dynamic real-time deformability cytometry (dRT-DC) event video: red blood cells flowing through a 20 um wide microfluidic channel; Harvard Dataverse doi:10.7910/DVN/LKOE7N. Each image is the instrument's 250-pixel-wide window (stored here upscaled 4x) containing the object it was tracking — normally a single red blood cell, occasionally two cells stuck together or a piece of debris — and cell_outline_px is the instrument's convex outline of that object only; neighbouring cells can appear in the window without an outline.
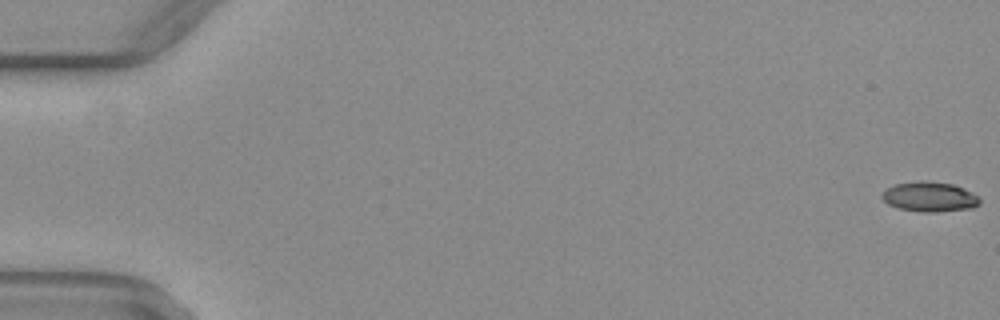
{"species": "common noctule bat (a hibernating species)", "species_latin": "Nyctalus noctula", "temperature_condition": "warm", "stored_images_in_passage": 21, "camera_frame_rate_fps": 3000, "um_per_image_px": 0.085, "animal": {"sex": "female", "body_mass_g": 29.2, "forearm_length_mm": 56.3}, "frame": {"image": 1, "passage_image": 1, "time_ms": 0.0, "image_size_px": [1000, 320], "cell_outline_px": [[980, 204], [972, 208], [936, 212], [920, 212], [896, 208], [888, 204], [880, 196], [888, 188], [896, 184], [920, 180], [924, 180], [952, 184], [964, 188], [976, 196], [980, 200]], "centroid_in_image_um": [79.0, 16.73], "position_along_channel_um": 6.0, "area_um2": 16.99}}
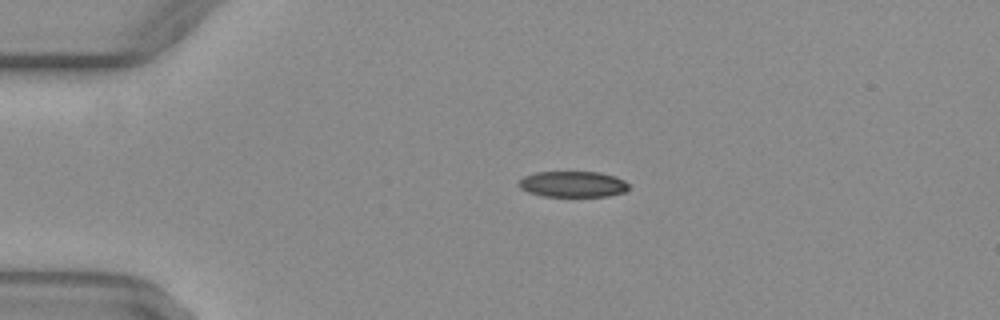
{"frame": {"image": 2, "passage_image": 13, "time_ms": 4.0, "image_size_px": [1000, 320], "cell_outline_px": [[628, 192], [608, 196], [544, 196], [528, 192], [520, 188], [520, 180], [524, 176], [536, 172], [600, 172], [616, 176], [624, 180], [628, 184]], "centroid_in_image_um": [48.74, 15.65], "position_along_channel_um": 36.3, "area_um2": 16.65}}